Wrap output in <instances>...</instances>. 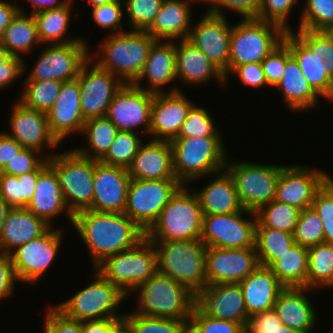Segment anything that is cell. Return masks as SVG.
<instances>
[{
  "instance_id": "obj_1",
  "label": "cell",
  "mask_w": 333,
  "mask_h": 333,
  "mask_svg": "<svg viewBox=\"0 0 333 333\" xmlns=\"http://www.w3.org/2000/svg\"><path fill=\"white\" fill-rule=\"evenodd\" d=\"M72 225L88 247L94 268L106 257L132 249L145 238V231L125 213L85 209L73 215Z\"/></svg>"
},
{
  "instance_id": "obj_2",
  "label": "cell",
  "mask_w": 333,
  "mask_h": 333,
  "mask_svg": "<svg viewBox=\"0 0 333 333\" xmlns=\"http://www.w3.org/2000/svg\"><path fill=\"white\" fill-rule=\"evenodd\" d=\"M158 271L186 286L195 295L207 284L206 251L201 240H150Z\"/></svg>"
},
{
  "instance_id": "obj_3",
  "label": "cell",
  "mask_w": 333,
  "mask_h": 333,
  "mask_svg": "<svg viewBox=\"0 0 333 333\" xmlns=\"http://www.w3.org/2000/svg\"><path fill=\"white\" fill-rule=\"evenodd\" d=\"M173 170L182 184L225 169L229 157L220 137H183L170 141ZM206 175V176H205Z\"/></svg>"
},
{
  "instance_id": "obj_4",
  "label": "cell",
  "mask_w": 333,
  "mask_h": 333,
  "mask_svg": "<svg viewBox=\"0 0 333 333\" xmlns=\"http://www.w3.org/2000/svg\"><path fill=\"white\" fill-rule=\"evenodd\" d=\"M108 37L98 47L97 55L94 54L97 56L95 63L124 83H133L143 70L150 49L157 40L146 31L139 30H124Z\"/></svg>"
},
{
  "instance_id": "obj_5",
  "label": "cell",
  "mask_w": 333,
  "mask_h": 333,
  "mask_svg": "<svg viewBox=\"0 0 333 333\" xmlns=\"http://www.w3.org/2000/svg\"><path fill=\"white\" fill-rule=\"evenodd\" d=\"M136 291L139 308L134 312L144 316L189 320L195 306L193 292L159 271L133 292Z\"/></svg>"
},
{
  "instance_id": "obj_6",
  "label": "cell",
  "mask_w": 333,
  "mask_h": 333,
  "mask_svg": "<svg viewBox=\"0 0 333 333\" xmlns=\"http://www.w3.org/2000/svg\"><path fill=\"white\" fill-rule=\"evenodd\" d=\"M182 185L145 232L148 240H200L203 211L197 194Z\"/></svg>"
},
{
  "instance_id": "obj_7",
  "label": "cell",
  "mask_w": 333,
  "mask_h": 333,
  "mask_svg": "<svg viewBox=\"0 0 333 333\" xmlns=\"http://www.w3.org/2000/svg\"><path fill=\"white\" fill-rule=\"evenodd\" d=\"M285 30L257 18H242L232 26L228 75L239 65L260 63L283 42Z\"/></svg>"
},
{
  "instance_id": "obj_8",
  "label": "cell",
  "mask_w": 333,
  "mask_h": 333,
  "mask_svg": "<svg viewBox=\"0 0 333 333\" xmlns=\"http://www.w3.org/2000/svg\"><path fill=\"white\" fill-rule=\"evenodd\" d=\"M47 160L58 176L69 211L74 215L88 209L94 195L95 160L80 155L75 149L53 153Z\"/></svg>"
},
{
  "instance_id": "obj_9",
  "label": "cell",
  "mask_w": 333,
  "mask_h": 333,
  "mask_svg": "<svg viewBox=\"0 0 333 333\" xmlns=\"http://www.w3.org/2000/svg\"><path fill=\"white\" fill-rule=\"evenodd\" d=\"M95 270L128 295L158 271L155 248L145 237L132 249L106 257Z\"/></svg>"
},
{
  "instance_id": "obj_10",
  "label": "cell",
  "mask_w": 333,
  "mask_h": 333,
  "mask_svg": "<svg viewBox=\"0 0 333 333\" xmlns=\"http://www.w3.org/2000/svg\"><path fill=\"white\" fill-rule=\"evenodd\" d=\"M94 271L95 281L71 298L55 305L67 318L82 322L95 319H118L124 316V314H115L117 313L115 308H118L128 296L97 270Z\"/></svg>"
},
{
  "instance_id": "obj_11",
  "label": "cell",
  "mask_w": 333,
  "mask_h": 333,
  "mask_svg": "<svg viewBox=\"0 0 333 333\" xmlns=\"http://www.w3.org/2000/svg\"><path fill=\"white\" fill-rule=\"evenodd\" d=\"M285 166L228 160L225 169L233 178L242 207L255 212L275 199L278 179Z\"/></svg>"
},
{
  "instance_id": "obj_12",
  "label": "cell",
  "mask_w": 333,
  "mask_h": 333,
  "mask_svg": "<svg viewBox=\"0 0 333 333\" xmlns=\"http://www.w3.org/2000/svg\"><path fill=\"white\" fill-rule=\"evenodd\" d=\"M181 186L177 179H131L124 213L146 232Z\"/></svg>"
},
{
  "instance_id": "obj_13",
  "label": "cell",
  "mask_w": 333,
  "mask_h": 333,
  "mask_svg": "<svg viewBox=\"0 0 333 333\" xmlns=\"http://www.w3.org/2000/svg\"><path fill=\"white\" fill-rule=\"evenodd\" d=\"M243 214L253 218L245 219ZM256 223L255 212L248 209L231 214H204L200 240L207 247H255Z\"/></svg>"
},
{
  "instance_id": "obj_14",
  "label": "cell",
  "mask_w": 333,
  "mask_h": 333,
  "mask_svg": "<svg viewBox=\"0 0 333 333\" xmlns=\"http://www.w3.org/2000/svg\"><path fill=\"white\" fill-rule=\"evenodd\" d=\"M92 55L93 53L82 65L77 77L80 83V106L85 121L106 116L112 99L125 84L119 77L96 63L93 64L95 57Z\"/></svg>"
},
{
  "instance_id": "obj_15",
  "label": "cell",
  "mask_w": 333,
  "mask_h": 333,
  "mask_svg": "<svg viewBox=\"0 0 333 333\" xmlns=\"http://www.w3.org/2000/svg\"><path fill=\"white\" fill-rule=\"evenodd\" d=\"M286 31L283 42L298 63L309 85L320 96L331 101V79L324 58L318 53V31L297 29Z\"/></svg>"
},
{
  "instance_id": "obj_16",
  "label": "cell",
  "mask_w": 333,
  "mask_h": 333,
  "mask_svg": "<svg viewBox=\"0 0 333 333\" xmlns=\"http://www.w3.org/2000/svg\"><path fill=\"white\" fill-rule=\"evenodd\" d=\"M86 42L47 46L27 75L26 80L70 81L79 75L82 65L90 58Z\"/></svg>"
},
{
  "instance_id": "obj_17",
  "label": "cell",
  "mask_w": 333,
  "mask_h": 333,
  "mask_svg": "<svg viewBox=\"0 0 333 333\" xmlns=\"http://www.w3.org/2000/svg\"><path fill=\"white\" fill-rule=\"evenodd\" d=\"M63 229L50 227L43 235L17 247L9 255L21 283H37L54 261L62 242Z\"/></svg>"
},
{
  "instance_id": "obj_18",
  "label": "cell",
  "mask_w": 333,
  "mask_h": 333,
  "mask_svg": "<svg viewBox=\"0 0 333 333\" xmlns=\"http://www.w3.org/2000/svg\"><path fill=\"white\" fill-rule=\"evenodd\" d=\"M153 95L132 83H125L112 99L106 116L118 131L136 132L139 129L138 133L149 135Z\"/></svg>"
},
{
  "instance_id": "obj_19",
  "label": "cell",
  "mask_w": 333,
  "mask_h": 333,
  "mask_svg": "<svg viewBox=\"0 0 333 333\" xmlns=\"http://www.w3.org/2000/svg\"><path fill=\"white\" fill-rule=\"evenodd\" d=\"M259 265L256 247H207L205 260L207 284L239 283Z\"/></svg>"
},
{
  "instance_id": "obj_20",
  "label": "cell",
  "mask_w": 333,
  "mask_h": 333,
  "mask_svg": "<svg viewBox=\"0 0 333 333\" xmlns=\"http://www.w3.org/2000/svg\"><path fill=\"white\" fill-rule=\"evenodd\" d=\"M232 26L225 15L206 13L197 24L191 27L187 40L218 67L228 80V62L230 56V36Z\"/></svg>"
},
{
  "instance_id": "obj_21",
  "label": "cell",
  "mask_w": 333,
  "mask_h": 333,
  "mask_svg": "<svg viewBox=\"0 0 333 333\" xmlns=\"http://www.w3.org/2000/svg\"><path fill=\"white\" fill-rule=\"evenodd\" d=\"M166 93L153 95L149 132L152 140L171 141L176 138L195 105L177 86Z\"/></svg>"
},
{
  "instance_id": "obj_22",
  "label": "cell",
  "mask_w": 333,
  "mask_h": 333,
  "mask_svg": "<svg viewBox=\"0 0 333 333\" xmlns=\"http://www.w3.org/2000/svg\"><path fill=\"white\" fill-rule=\"evenodd\" d=\"M330 177L326 172L305 165H286L281 170L274 200L301 211L312 207L316 192Z\"/></svg>"
},
{
  "instance_id": "obj_23",
  "label": "cell",
  "mask_w": 333,
  "mask_h": 333,
  "mask_svg": "<svg viewBox=\"0 0 333 333\" xmlns=\"http://www.w3.org/2000/svg\"><path fill=\"white\" fill-rule=\"evenodd\" d=\"M195 305L206 315L242 324L249 320L239 283L206 284L196 295Z\"/></svg>"
},
{
  "instance_id": "obj_24",
  "label": "cell",
  "mask_w": 333,
  "mask_h": 333,
  "mask_svg": "<svg viewBox=\"0 0 333 333\" xmlns=\"http://www.w3.org/2000/svg\"><path fill=\"white\" fill-rule=\"evenodd\" d=\"M130 180L127 168L109 166L95 160L94 195L88 209L124 213Z\"/></svg>"
},
{
  "instance_id": "obj_25",
  "label": "cell",
  "mask_w": 333,
  "mask_h": 333,
  "mask_svg": "<svg viewBox=\"0 0 333 333\" xmlns=\"http://www.w3.org/2000/svg\"><path fill=\"white\" fill-rule=\"evenodd\" d=\"M10 113L9 126L11 125L12 132L5 133L14 138L23 148L43 153L44 147L54 149L59 145L50 131L47 113L29 108L19 100Z\"/></svg>"
},
{
  "instance_id": "obj_26",
  "label": "cell",
  "mask_w": 333,
  "mask_h": 333,
  "mask_svg": "<svg viewBox=\"0 0 333 333\" xmlns=\"http://www.w3.org/2000/svg\"><path fill=\"white\" fill-rule=\"evenodd\" d=\"M49 128L57 141L72 133H80L85 123L80 106L79 79L62 82L59 95L47 112Z\"/></svg>"
},
{
  "instance_id": "obj_27",
  "label": "cell",
  "mask_w": 333,
  "mask_h": 333,
  "mask_svg": "<svg viewBox=\"0 0 333 333\" xmlns=\"http://www.w3.org/2000/svg\"><path fill=\"white\" fill-rule=\"evenodd\" d=\"M26 208L50 226L51 221L63 212H67L73 223V214L64 201L58 176L47 159L38 167L35 193Z\"/></svg>"
},
{
  "instance_id": "obj_28",
  "label": "cell",
  "mask_w": 333,
  "mask_h": 333,
  "mask_svg": "<svg viewBox=\"0 0 333 333\" xmlns=\"http://www.w3.org/2000/svg\"><path fill=\"white\" fill-rule=\"evenodd\" d=\"M127 170L131 179H176L170 141L151 139L142 144Z\"/></svg>"
},
{
  "instance_id": "obj_29",
  "label": "cell",
  "mask_w": 333,
  "mask_h": 333,
  "mask_svg": "<svg viewBox=\"0 0 333 333\" xmlns=\"http://www.w3.org/2000/svg\"><path fill=\"white\" fill-rule=\"evenodd\" d=\"M307 287H284L273 306L283 325L301 332L312 333L317 315L306 292Z\"/></svg>"
},
{
  "instance_id": "obj_30",
  "label": "cell",
  "mask_w": 333,
  "mask_h": 333,
  "mask_svg": "<svg viewBox=\"0 0 333 333\" xmlns=\"http://www.w3.org/2000/svg\"><path fill=\"white\" fill-rule=\"evenodd\" d=\"M174 41L157 40L151 47L143 70L132 83L134 86L152 93H161V89L176 80V50ZM147 78L149 87H141V82Z\"/></svg>"
},
{
  "instance_id": "obj_31",
  "label": "cell",
  "mask_w": 333,
  "mask_h": 333,
  "mask_svg": "<svg viewBox=\"0 0 333 333\" xmlns=\"http://www.w3.org/2000/svg\"><path fill=\"white\" fill-rule=\"evenodd\" d=\"M179 43H175L176 79L180 78L185 85H197L212 78L220 85H227L223 72L200 49L187 39H180Z\"/></svg>"
},
{
  "instance_id": "obj_32",
  "label": "cell",
  "mask_w": 333,
  "mask_h": 333,
  "mask_svg": "<svg viewBox=\"0 0 333 333\" xmlns=\"http://www.w3.org/2000/svg\"><path fill=\"white\" fill-rule=\"evenodd\" d=\"M50 227L27 208H11L0 235V254L9 255L17 247L43 235Z\"/></svg>"
},
{
  "instance_id": "obj_33",
  "label": "cell",
  "mask_w": 333,
  "mask_h": 333,
  "mask_svg": "<svg viewBox=\"0 0 333 333\" xmlns=\"http://www.w3.org/2000/svg\"><path fill=\"white\" fill-rule=\"evenodd\" d=\"M192 1V0H191ZM189 0H164L151 26L146 30L156 40L187 39L191 27ZM200 1L201 0H193ZM190 2V3H189Z\"/></svg>"
},
{
  "instance_id": "obj_34",
  "label": "cell",
  "mask_w": 333,
  "mask_h": 333,
  "mask_svg": "<svg viewBox=\"0 0 333 333\" xmlns=\"http://www.w3.org/2000/svg\"><path fill=\"white\" fill-rule=\"evenodd\" d=\"M243 290L248 316L273 309L278 294L284 288L269 267L259 265L239 282Z\"/></svg>"
},
{
  "instance_id": "obj_35",
  "label": "cell",
  "mask_w": 333,
  "mask_h": 333,
  "mask_svg": "<svg viewBox=\"0 0 333 333\" xmlns=\"http://www.w3.org/2000/svg\"><path fill=\"white\" fill-rule=\"evenodd\" d=\"M213 179L200 191H194L200 201L203 214H231L242 211V207L233 178L226 169L218 172Z\"/></svg>"
},
{
  "instance_id": "obj_36",
  "label": "cell",
  "mask_w": 333,
  "mask_h": 333,
  "mask_svg": "<svg viewBox=\"0 0 333 333\" xmlns=\"http://www.w3.org/2000/svg\"><path fill=\"white\" fill-rule=\"evenodd\" d=\"M275 88L281 91L285 105L291 110L305 111L319 103V95L309 85L292 56L286 61L282 79Z\"/></svg>"
},
{
  "instance_id": "obj_37",
  "label": "cell",
  "mask_w": 333,
  "mask_h": 333,
  "mask_svg": "<svg viewBox=\"0 0 333 333\" xmlns=\"http://www.w3.org/2000/svg\"><path fill=\"white\" fill-rule=\"evenodd\" d=\"M73 0L66 5L41 10L33 14L35 19L39 39L41 44L50 43L52 44H68L72 42H85L83 38H65V34H67L69 21L71 20V10L73 5ZM46 42V43H45Z\"/></svg>"
},
{
  "instance_id": "obj_38",
  "label": "cell",
  "mask_w": 333,
  "mask_h": 333,
  "mask_svg": "<svg viewBox=\"0 0 333 333\" xmlns=\"http://www.w3.org/2000/svg\"><path fill=\"white\" fill-rule=\"evenodd\" d=\"M41 44L33 14L18 12L4 29L0 44L11 56L21 58L20 53H30L34 44Z\"/></svg>"
},
{
  "instance_id": "obj_39",
  "label": "cell",
  "mask_w": 333,
  "mask_h": 333,
  "mask_svg": "<svg viewBox=\"0 0 333 333\" xmlns=\"http://www.w3.org/2000/svg\"><path fill=\"white\" fill-rule=\"evenodd\" d=\"M269 268L284 287H307L308 247L294 244Z\"/></svg>"
},
{
  "instance_id": "obj_40",
  "label": "cell",
  "mask_w": 333,
  "mask_h": 333,
  "mask_svg": "<svg viewBox=\"0 0 333 333\" xmlns=\"http://www.w3.org/2000/svg\"><path fill=\"white\" fill-rule=\"evenodd\" d=\"M117 132L116 126L107 116L89 119L85 121L81 132L87 136L88 148L75 150L82 156L100 161L108 152Z\"/></svg>"
},
{
  "instance_id": "obj_41",
  "label": "cell",
  "mask_w": 333,
  "mask_h": 333,
  "mask_svg": "<svg viewBox=\"0 0 333 333\" xmlns=\"http://www.w3.org/2000/svg\"><path fill=\"white\" fill-rule=\"evenodd\" d=\"M295 244L293 234L264 226H256L255 247L259 264L270 267Z\"/></svg>"
},
{
  "instance_id": "obj_42",
  "label": "cell",
  "mask_w": 333,
  "mask_h": 333,
  "mask_svg": "<svg viewBox=\"0 0 333 333\" xmlns=\"http://www.w3.org/2000/svg\"><path fill=\"white\" fill-rule=\"evenodd\" d=\"M333 288V244L319 243L308 247L307 288Z\"/></svg>"
},
{
  "instance_id": "obj_43",
  "label": "cell",
  "mask_w": 333,
  "mask_h": 333,
  "mask_svg": "<svg viewBox=\"0 0 333 333\" xmlns=\"http://www.w3.org/2000/svg\"><path fill=\"white\" fill-rule=\"evenodd\" d=\"M38 168L20 176L0 172V195L10 208H26L35 193Z\"/></svg>"
},
{
  "instance_id": "obj_44",
  "label": "cell",
  "mask_w": 333,
  "mask_h": 333,
  "mask_svg": "<svg viewBox=\"0 0 333 333\" xmlns=\"http://www.w3.org/2000/svg\"><path fill=\"white\" fill-rule=\"evenodd\" d=\"M301 210L273 200L255 211L256 226L278 229L293 234Z\"/></svg>"
},
{
  "instance_id": "obj_45",
  "label": "cell",
  "mask_w": 333,
  "mask_h": 333,
  "mask_svg": "<svg viewBox=\"0 0 333 333\" xmlns=\"http://www.w3.org/2000/svg\"><path fill=\"white\" fill-rule=\"evenodd\" d=\"M19 101L29 108L47 113L54 105L62 85L56 80H25Z\"/></svg>"
},
{
  "instance_id": "obj_46",
  "label": "cell",
  "mask_w": 333,
  "mask_h": 333,
  "mask_svg": "<svg viewBox=\"0 0 333 333\" xmlns=\"http://www.w3.org/2000/svg\"><path fill=\"white\" fill-rule=\"evenodd\" d=\"M138 135V132L118 131L108 152L100 162L109 166L128 168L143 144L142 138Z\"/></svg>"
},
{
  "instance_id": "obj_47",
  "label": "cell",
  "mask_w": 333,
  "mask_h": 333,
  "mask_svg": "<svg viewBox=\"0 0 333 333\" xmlns=\"http://www.w3.org/2000/svg\"><path fill=\"white\" fill-rule=\"evenodd\" d=\"M134 333H188L189 320L150 317L132 311L124 314Z\"/></svg>"
},
{
  "instance_id": "obj_48",
  "label": "cell",
  "mask_w": 333,
  "mask_h": 333,
  "mask_svg": "<svg viewBox=\"0 0 333 333\" xmlns=\"http://www.w3.org/2000/svg\"><path fill=\"white\" fill-rule=\"evenodd\" d=\"M293 237L295 244L310 247L324 242L323 223L313 207L300 212Z\"/></svg>"
},
{
  "instance_id": "obj_49",
  "label": "cell",
  "mask_w": 333,
  "mask_h": 333,
  "mask_svg": "<svg viewBox=\"0 0 333 333\" xmlns=\"http://www.w3.org/2000/svg\"><path fill=\"white\" fill-rule=\"evenodd\" d=\"M298 29L324 31L333 22V0H305Z\"/></svg>"
},
{
  "instance_id": "obj_50",
  "label": "cell",
  "mask_w": 333,
  "mask_h": 333,
  "mask_svg": "<svg viewBox=\"0 0 333 333\" xmlns=\"http://www.w3.org/2000/svg\"><path fill=\"white\" fill-rule=\"evenodd\" d=\"M211 114L205 107L194 105L183 123L176 138L183 137H220Z\"/></svg>"
},
{
  "instance_id": "obj_51",
  "label": "cell",
  "mask_w": 333,
  "mask_h": 333,
  "mask_svg": "<svg viewBox=\"0 0 333 333\" xmlns=\"http://www.w3.org/2000/svg\"><path fill=\"white\" fill-rule=\"evenodd\" d=\"M164 0H123L133 30L146 31L160 11Z\"/></svg>"
},
{
  "instance_id": "obj_52",
  "label": "cell",
  "mask_w": 333,
  "mask_h": 333,
  "mask_svg": "<svg viewBox=\"0 0 333 333\" xmlns=\"http://www.w3.org/2000/svg\"><path fill=\"white\" fill-rule=\"evenodd\" d=\"M244 329L242 324L210 317L196 305L188 323V333H241Z\"/></svg>"
},
{
  "instance_id": "obj_53",
  "label": "cell",
  "mask_w": 333,
  "mask_h": 333,
  "mask_svg": "<svg viewBox=\"0 0 333 333\" xmlns=\"http://www.w3.org/2000/svg\"><path fill=\"white\" fill-rule=\"evenodd\" d=\"M312 207L322 220L324 242L333 244V179L331 177L316 192Z\"/></svg>"
},
{
  "instance_id": "obj_54",
  "label": "cell",
  "mask_w": 333,
  "mask_h": 333,
  "mask_svg": "<svg viewBox=\"0 0 333 333\" xmlns=\"http://www.w3.org/2000/svg\"><path fill=\"white\" fill-rule=\"evenodd\" d=\"M297 0H262L257 19L281 26L285 31H291L288 17Z\"/></svg>"
},
{
  "instance_id": "obj_55",
  "label": "cell",
  "mask_w": 333,
  "mask_h": 333,
  "mask_svg": "<svg viewBox=\"0 0 333 333\" xmlns=\"http://www.w3.org/2000/svg\"><path fill=\"white\" fill-rule=\"evenodd\" d=\"M290 57L289 47L282 42L261 61L268 86L276 87L281 81L286 61Z\"/></svg>"
},
{
  "instance_id": "obj_56",
  "label": "cell",
  "mask_w": 333,
  "mask_h": 333,
  "mask_svg": "<svg viewBox=\"0 0 333 333\" xmlns=\"http://www.w3.org/2000/svg\"><path fill=\"white\" fill-rule=\"evenodd\" d=\"M42 153L30 149L22 148L21 151L0 171L4 174L20 176L28 172L35 171L51 154L43 156ZM38 155V156H37ZM40 155V156H39ZM44 157V158H43Z\"/></svg>"
},
{
  "instance_id": "obj_57",
  "label": "cell",
  "mask_w": 333,
  "mask_h": 333,
  "mask_svg": "<svg viewBox=\"0 0 333 333\" xmlns=\"http://www.w3.org/2000/svg\"><path fill=\"white\" fill-rule=\"evenodd\" d=\"M208 3L205 13L224 16L221 7L240 14L243 18H256L259 14L262 0H201Z\"/></svg>"
},
{
  "instance_id": "obj_58",
  "label": "cell",
  "mask_w": 333,
  "mask_h": 333,
  "mask_svg": "<svg viewBox=\"0 0 333 333\" xmlns=\"http://www.w3.org/2000/svg\"><path fill=\"white\" fill-rule=\"evenodd\" d=\"M123 1L111 2L92 8V18L99 27L111 29L115 34L124 32L121 20L123 19Z\"/></svg>"
},
{
  "instance_id": "obj_59",
  "label": "cell",
  "mask_w": 333,
  "mask_h": 333,
  "mask_svg": "<svg viewBox=\"0 0 333 333\" xmlns=\"http://www.w3.org/2000/svg\"><path fill=\"white\" fill-rule=\"evenodd\" d=\"M22 58L11 56L0 44V90L9 88L14 81L26 70Z\"/></svg>"
},
{
  "instance_id": "obj_60",
  "label": "cell",
  "mask_w": 333,
  "mask_h": 333,
  "mask_svg": "<svg viewBox=\"0 0 333 333\" xmlns=\"http://www.w3.org/2000/svg\"><path fill=\"white\" fill-rule=\"evenodd\" d=\"M46 313L43 333H83L80 321L67 318L55 306Z\"/></svg>"
},
{
  "instance_id": "obj_61",
  "label": "cell",
  "mask_w": 333,
  "mask_h": 333,
  "mask_svg": "<svg viewBox=\"0 0 333 333\" xmlns=\"http://www.w3.org/2000/svg\"><path fill=\"white\" fill-rule=\"evenodd\" d=\"M282 325L274 309H271L251 315L245 329L248 333H277Z\"/></svg>"
},
{
  "instance_id": "obj_62",
  "label": "cell",
  "mask_w": 333,
  "mask_h": 333,
  "mask_svg": "<svg viewBox=\"0 0 333 333\" xmlns=\"http://www.w3.org/2000/svg\"><path fill=\"white\" fill-rule=\"evenodd\" d=\"M237 75L241 83L245 86H251L253 88H264L267 87V80L263 72V67L260 63H248L236 66L230 73Z\"/></svg>"
},
{
  "instance_id": "obj_63",
  "label": "cell",
  "mask_w": 333,
  "mask_h": 333,
  "mask_svg": "<svg viewBox=\"0 0 333 333\" xmlns=\"http://www.w3.org/2000/svg\"><path fill=\"white\" fill-rule=\"evenodd\" d=\"M16 281L18 279L10 255L0 254V301L12 295Z\"/></svg>"
},
{
  "instance_id": "obj_64",
  "label": "cell",
  "mask_w": 333,
  "mask_h": 333,
  "mask_svg": "<svg viewBox=\"0 0 333 333\" xmlns=\"http://www.w3.org/2000/svg\"><path fill=\"white\" fill-rule=\"evenodd\" d=\"M23 147L5 132H0V171L21 151Z\"/></svg>"
},
{
  "instance_id": "obj_65",
  "label": "cell",
  "mask_w": 333,
  "mask_h": 333,
  "mask_svg": "<svg viewBox=\"0 0 333 333\" xmlns=\"http://www.w3.org/2000/svg\"><path fill=\"white\" fill-rule=\"evenodd\" d=\"M318 53L324 58L328 73L333 76V39L324 31H318Z\"/></svg>"
},
{
  "instance_id": "obj_66",
  "label": "cell",
  "mask_w": 333,
  "mask_h": 333,
  "mask_svg": "<svg viewBox=\"0 0 333 333\" xmlns=\"http://www.w3.org/2000/svg\"><path fill=\"white\" fill-rule=\"evenodd\" d=\"M83 333H117V319L82 321Z\"/></svg>"
},
{
  "instance_id": "obj_67",
  "label": "cell",
  "mask_w": 333,
  "mask_h": 333,
  "mask_svg": "<svg viewBox=\"0 0 333 333\" xmlns=\"http://www.w3.org/2000/svg\"><path fill=\"white\" fill-rule=\"evenodd\" d=\"M18 12H23L20 6L0 0V37Z\"/></svg>"
},
{
  "instance_id": "obj_68",
  "label": "cell",
  "mask_w": 333,
  "mask_h": 333,
  "mask_svg": "<svg viewBox=\"0 0 333 333\" xmlns=\"http://www.w3.org/2000/svg\"><path fill=\"white\" fill-rule=\"evenodd\" d=\"M72 0H29L31 2L33 10L30 14H34L41 10L52 9L68 4Z\"/></svg>"
},
{
  "instance_id": "obj_69",
  "label": "cell",
  "mask_w": 333,
  "mask_h": 333,
  "mask_svg": "<svg viewBox=\"0 0 333 333\" xmlns=\"http://www.w3.org/2000/svg\"><path fill=\"white\" fill-rule=\"evenodd\" d=\"M10 209L11 208L9 207L8 203L0 195V235L3 229L5 218Z\"/></svg>"
},
{
  "instance_id": "obj_70",
  "label": "cell",
  "mask_w": 333,
  "mask_h": 333,
  "mask_svg": "<svg viewBox=\"0 0 333 333\" xmlns=\"http://www.w3.org/2000/svg\"><path fill=\"white\" fill-rule=\"evenodd\" d=\"M117 333H134L132 326L126 321L124 316L117 319Z\"/></svg>"
},
{
  "instance_id": "obj_71",
  "label": "cell",
  "mask_w": 333,
  "mask_h": 333,
  "mask_svg": "<svg viewBox=\"0 0 333 333\" xmlns=\"http://www.w3.org/2000/svg\"><path fill=\"white\" fill-rule=\"evenodd\" d=\"M87 1L92 5L91 8H94V7H97V6H101L103 4H107V3H111V2H117V1H123V0H87Z\"/></svg>"
},
{
  "instance_id": "obj_72",
  "label": "cell",
  "mask_w": 333,
  "mask_h": 333,
  "mask_svg": "<svg viewBox=\"0 0 333 333\" xmlns=\"http://www.w3.org/2000/svg\"><path fill=\"white\" fill-rule=\"evenodd\" d=\"M277 333H306V332H301L298 330H294L292 328H289L285 325H282L281 327H279V330Z\"/></svg>"
},
{
  "instance_id": "obj_73",
  "label": "cell",
  "mask_w": 333,
  "mask_h": 333,
  "mask_svg": "<svg viewBox=\"0 0 333 333\" xmlns=\"http://www.w3.org/2000/svg\"><path fill=\"white\" fill-rule=\"evenodd\" d=\"M333 39V22L324 30Z\"/></svg>"
},
{
  "instance_id": "obj_74",
  "label": "cell",
  "mask_w": 333,
  "mask_h": 333,
  "mask_svg": "<svg viewBox=\"0 0 333 333\" xmlns=\"http://www.w3.org/2000/svg\"><path fill=\"white\" fill-rule=\"evenodd\" d=\"M331 100L333 101V76L331 79Z\"/></svg>"
},
{
  "instance_id": "obj_75",
  "label": "cell",
  "mask_w": 333,
  "mask_h": 333,
  "mask_svg": "<svg viewBox=\"0 0 333 333\" xmlns=\"http://www.w3.org/2000/svg\"><path fill=\"white\" fill-rule=\"evenodd\" d=\"M241 333H248V331L246 329H244Z\"/></svg>"
}]
</instances>
